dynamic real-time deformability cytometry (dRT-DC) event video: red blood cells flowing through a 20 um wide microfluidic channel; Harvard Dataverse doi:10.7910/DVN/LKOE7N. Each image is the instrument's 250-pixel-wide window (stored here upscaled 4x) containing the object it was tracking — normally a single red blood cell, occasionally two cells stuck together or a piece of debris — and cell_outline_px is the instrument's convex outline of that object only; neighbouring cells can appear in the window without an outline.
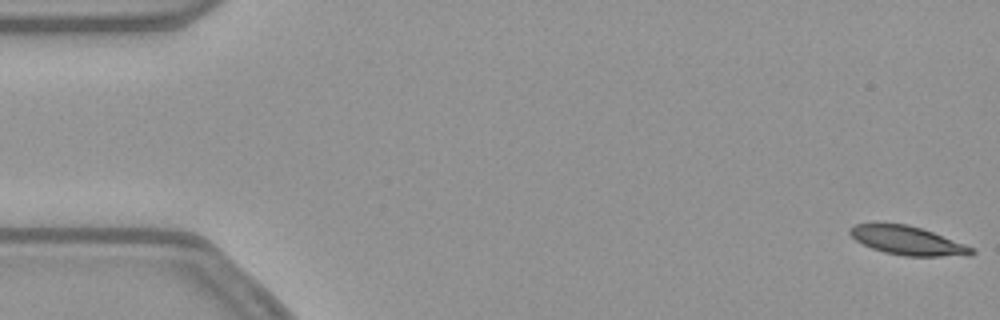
{"species": "common noctule bat (a hibernating species)", "species_latin": "Nyctalus noctula", "temperature_condition": "warm", "stored_images_in_passage": 54, "camera_frame_rate_fps": 3000, "um_per_image_px": 0.085, "animal": {"sex": "female", "body_mass_g": 21.9}, "frame": {"image": 1, "passage_image": 1, "time_ms": 0.0, "image_size_px": [1000, 320], "cell_outline_px": [[976, 252], [972, 256], [904, 256], [884, 252], [872, 248], [856, 240], [848, 232], [848, 228], [856, 224], [908, 224], [932, 232], [964, 244], [972, 248]], "centroid_in_image_um": [77.16, 20.46], "position_along_channel_um": 7.8, "area_um2": 20.11}}
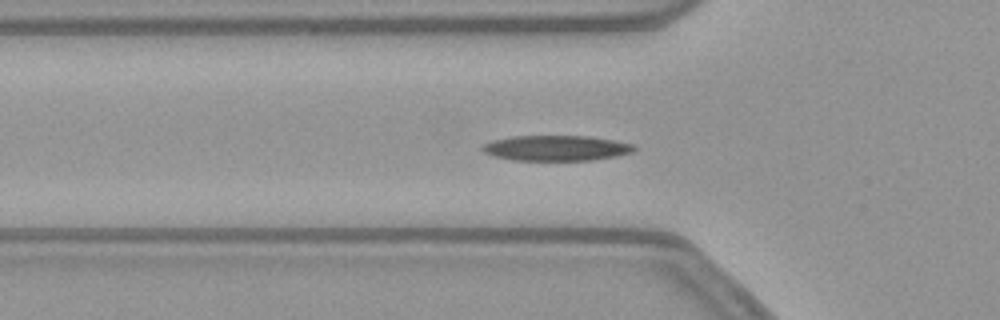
{"frame": {"image": 2, "passage_image": 18, "time_ms": 5.667, "image_size_px": [1000, 320], "cell_outline_px": [[636, 148], [632, 152], [616, 156], [592, 160], [512, 160], [496, 156], [484, 152], [480, 148], [484, 144], [492, 140], [512, 136], [588, 136], [616, 140], [632, 144]], "centroid_in_image_um": [47.28, 12.58], "position_along_channel_um": 78.5, "area_um2": 22.37}}
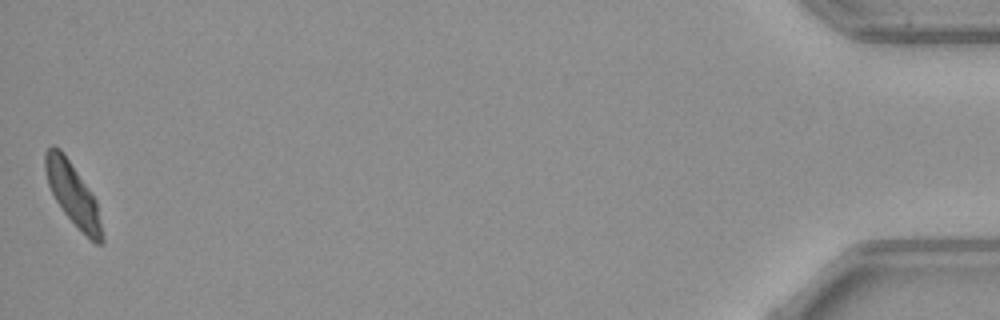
{"frame": {"image": 3, "passage_image": 54, "time_ms": 17.667, "image_size_px": [1000, 320], "cell_outline_px": [[104, 244], [96, 244], [64, 212], [56, 200], [48, 184], [44, 168], [44, 152], [52, 144], [60, 148], [96, 200], [104, 236]], "centroid_in_image_um": [6.18, 16.48], "position_along_channel_um": 429.0, "area_um2": 20.06}, "authors_computed_cell_mechanics": {"area_um2": 21.9062, "velocity_mm_per_s": 3.7655, "shape_relaxation_time_tau1_ms": 2.8472, "shape_relaxation_time_tau2_ms": 3.0566, "deformation_change_tau1": 0.1238, "deformation_change_tau2": 0.1048}}